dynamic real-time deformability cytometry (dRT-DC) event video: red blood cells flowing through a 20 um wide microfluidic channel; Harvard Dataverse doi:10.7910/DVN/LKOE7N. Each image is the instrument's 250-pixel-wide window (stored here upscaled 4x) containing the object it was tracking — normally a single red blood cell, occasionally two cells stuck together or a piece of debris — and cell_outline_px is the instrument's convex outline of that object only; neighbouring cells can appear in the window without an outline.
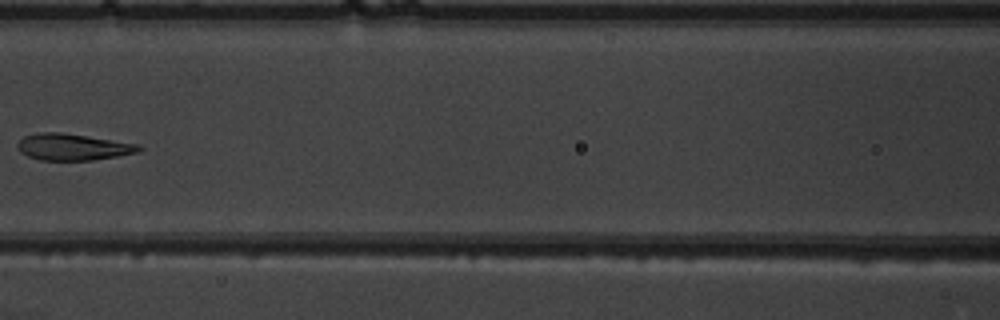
{"species": "common noctule bat (a hibernating species)", "species_latin": "Nyctalus noctula", "temperature_condition": "warm", "stored_images_in_passage": 7, "camera_frame_rate_fps": 3000, "um_per_image_px": 0.085, "animal": {"sex": "male", "body_mass_g": 19.5, "forearm_length_mm": 54.6}, "frame": {"image": 1, "passage_image": 6, "time_ms": 7.0, "image_size_px": [1000, 320], "cell_outline_px": [[144, 148], [136, 152], [116, 156], [92, 160], [40, 160], [28, 156], [20, 152], [16, 148], [16, 144], [24, 136], [40, 132], [60, 132], [140, 144]], "centroid_in_image_um": [6.16, 12.49], "position_along_channel_um": 160.4, "area_um2": 18.73}}
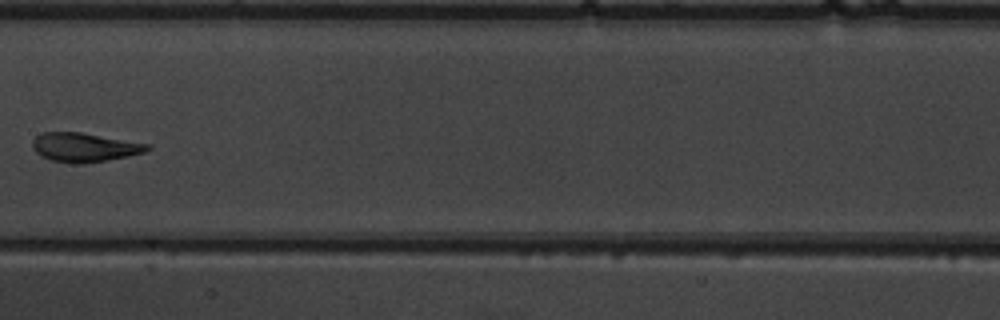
{"frame": {"image": 2, "passage_image": 7, "time_ms": 8.0, "image_size_px": [1000, 320], "cell_outline_px": [[152, 148], [144, 152], [128, 156], [84, 164], [72, 164], [52, 160], [40, 156], [32, 148], [32, 140], [40, 132], [80, 132], [152, 144]], "centroid_in_image_um": [7.17, 12.52], "position_along_channel_um": 200.2, "area_um2": 19.65}}